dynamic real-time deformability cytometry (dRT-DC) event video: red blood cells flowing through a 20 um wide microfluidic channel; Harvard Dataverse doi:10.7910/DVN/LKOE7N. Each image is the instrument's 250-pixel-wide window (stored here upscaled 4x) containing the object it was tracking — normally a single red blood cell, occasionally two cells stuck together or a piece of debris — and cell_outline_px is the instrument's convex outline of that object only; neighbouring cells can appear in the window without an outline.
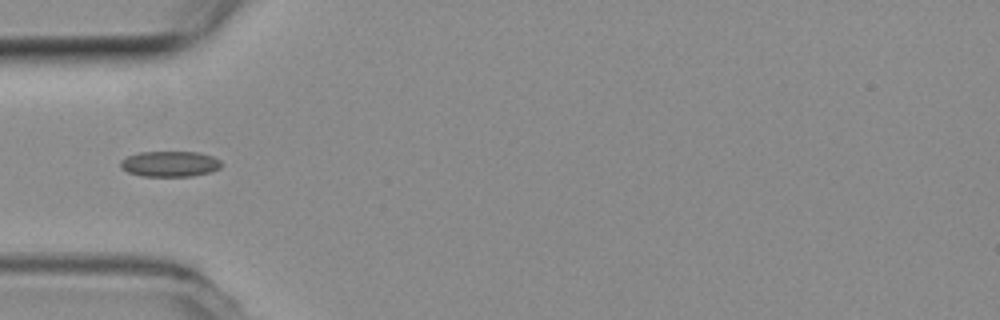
{"species": "common noctule bat (a hibernating species)", "species_latin": "Nyctalus noctula", "temperature_condition": "room temperature", "stored_images_in_passage": 7, "segment_of_instrument_passage": [2, 2], "camera_frame_rate_fps": 3000, "um_per_image_px": 0.085, "animal": {"sex": "female", "body_mass_g": 19.3, "forearm_length_mm": 54.1}, "frame": {"image": 1, "passage_image": 6, "time_ms": 1.667, "image_size_px": [1000, 320], "cell_outline_px": [[224, 164], [220, 168], [212, 172], [192, 176], [140, 176], [128, 172], [120, 168], [120, 160], [128, 156], [140, 152], [200, 152], [212, 156], [220, 160]], "centroid_in_image_um": [14.46, 13.93], "position_along_channel_um": 70.5, "area_um2": 15.26}}
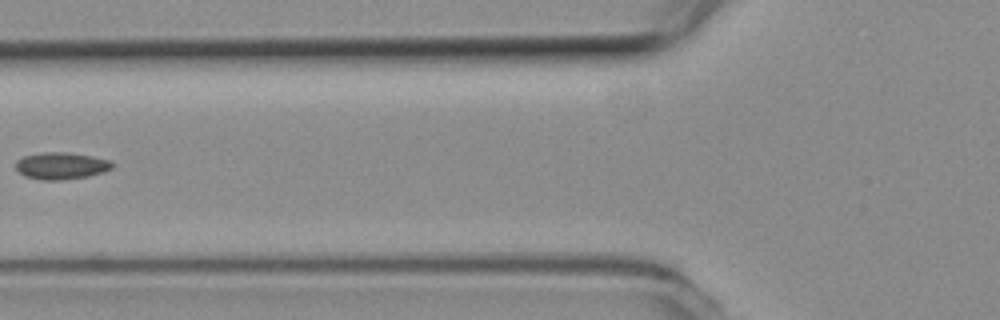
{"frame": {"image": 2, "passage_image": 7, "time_ms": 2.0, "image_size_px": [1000, 320], "cell_outline_px": [[112, 168], [104, 172], [88, 176], [60, 180], [44, 180], [24, 176], [16, 172], [16, 160], [24, 156], [44, 152], [68, 152], [92, 156], [112, 160]], "centroid_in_image_um": [5.19, 14.09], "position_along_channel_um": 120.6, "area_um2": 15.26}}